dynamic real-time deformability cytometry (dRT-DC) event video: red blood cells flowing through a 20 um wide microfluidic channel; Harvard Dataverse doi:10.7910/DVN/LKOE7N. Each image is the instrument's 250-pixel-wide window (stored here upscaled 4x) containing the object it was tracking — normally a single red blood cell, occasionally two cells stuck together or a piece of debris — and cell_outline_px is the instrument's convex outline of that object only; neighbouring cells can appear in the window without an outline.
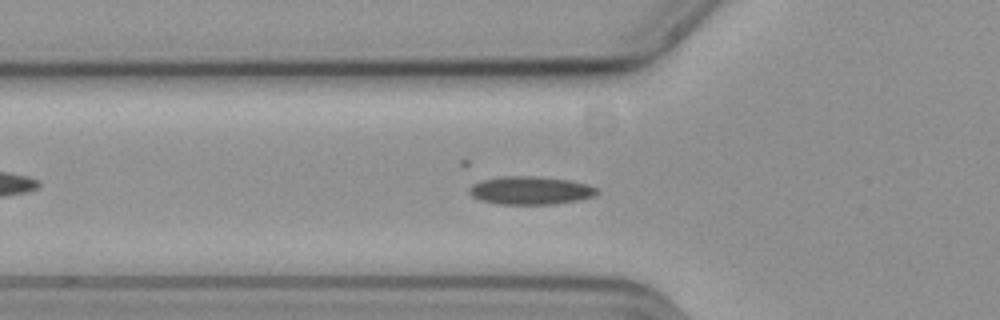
{"species": "common noctule bat (a hibernating species)", "species_latin": "Nyctalus noctula", "temperature_condition": "cold", "stored_images_in_passage": 57, "camera_frame_rate_fps": 3000, "um_per_image_px": 0.085, "animal": {"sex": "female", "body_mass_g": 19.3, "forearm_length_mm": 54.1}, "frame": {"image": 1, "passage_image": 19, "time_ms": 6.0, "image_size_px": [1000, 320], "cell_outline_px": [[600, 192], [596, 196], [580, 200], [556, 204], [496, 204], [480, 200], [472, 196], [468, 192], [468, 188], [472, 184], [480, 180], [504, 176], [540, 176], [568, 180], [588, 184], [596, 188]], "centroid_in_image_um": [45.1, 16.19], "position_along_channel_um": 80.7, "area_um2": 21.27}}
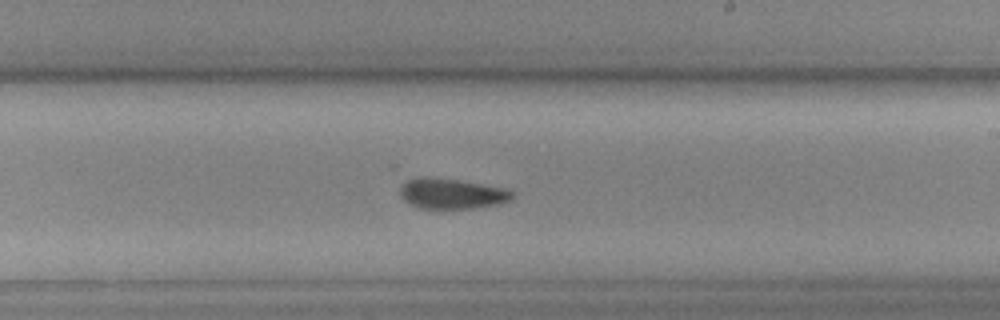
{"frame": {"image": 2, "passage_image": 33, "time_ms": 10.667, "image_size_px": [1000, 320], "cell_outline_px": [[512, 200], [500, 204], [472, 208], [420, 208], [404, 200], [400, 196], [400, 188], [408, 180], [424, 176], [432, 176], [460, 180], [508, 188], [512, 192]], "centroid_in_image_um": [38.43, 16.44], "position_along_channel_um": 250.6, "area_um2": 19.94}}
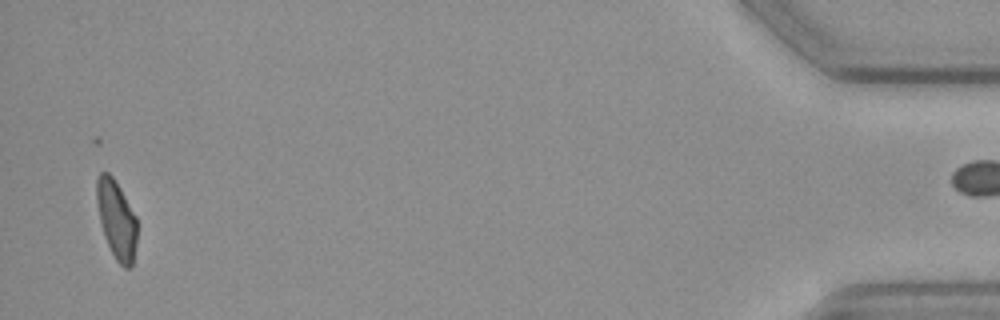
{"frame": {"image": 3, "passage_image": 55, "time_ms": 18.0, "image_size_px": [1000, 320], "cell_outline_px": [[136, 244], [132, 268], [124, 268], [116, 260], [104, 236], [100, 220], [96, 200], [96, 176], [100, 172], [108, 172], [112, 176], [120, 188], [136, 216]], "centroid_in_image_um": [9.89, 18.65], "position_along_channel_um": 425.3, "area_um2": 18.44}}